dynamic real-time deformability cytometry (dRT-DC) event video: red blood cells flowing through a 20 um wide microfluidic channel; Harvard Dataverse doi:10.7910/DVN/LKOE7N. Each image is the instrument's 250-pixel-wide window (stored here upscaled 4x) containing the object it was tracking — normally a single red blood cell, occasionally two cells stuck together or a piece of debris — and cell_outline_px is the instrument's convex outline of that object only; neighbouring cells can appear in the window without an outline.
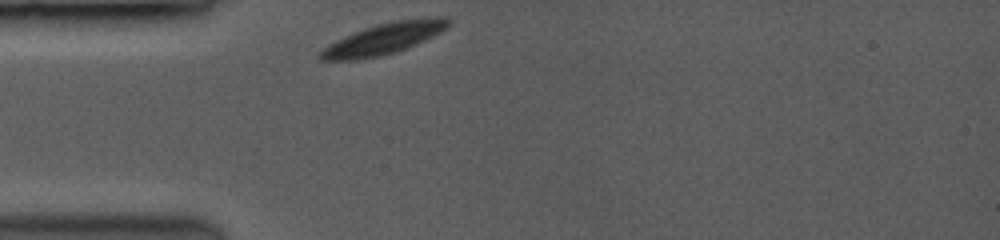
{"species": "common noctule bat (a hibernating species)", "species_latin": "Nyctalus noctula", "temperature_condition": "room temperature", "stored_images_in_passage": 18, "camera_frame_rate_fps": 3500, "um_per_image_px": 0.085, "animal": {"sex": "female", "body_mass_g": 19.0, "forearm_length_mm": 53.3}, "frame": {"image": 1, "passage_image": 1, "time_ms": 0.0, "image_size_px": [1000, 240], "cell_outline_px": [[452, 24], [448, 28], [416, 44], [396, 52], [376, 56], [348, 60], [320, 60], [316, 56], [328, 44], [344, 36], [364, 28], [376, 24], [392, 20], [436, 16], [448, 16], [452, 20]], "centroid_in_image_um": [32.68, 3.25], "position_along_channel_um": 52.3, "area_um2": 23.35}}
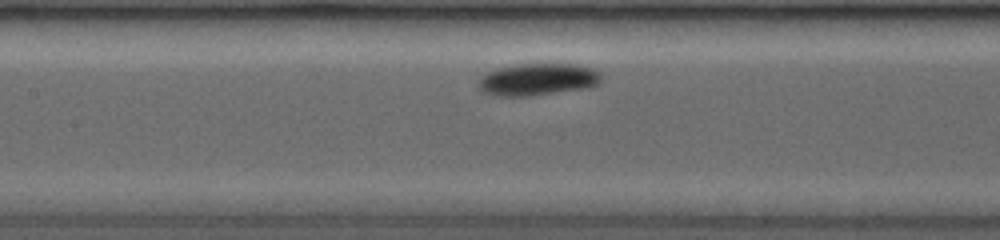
{"frame": {"image": 2, "passage_image": 15, "time_ms": 3.143, "image_size_px": [1000, 240], "cell_outline_px": [[600, 80], [596, 84], [580, 88], [524, 96], [508, 96], [488, 92], [480, 88], [480, 76], [484, 72], [496, 68], [520, 64], [576, 64], [592, 68], [600, 72]], "centroid_in_image_um": [45.68, 6.71], "position_along_channel_um": 161.7, "area_um2": 22.2}}
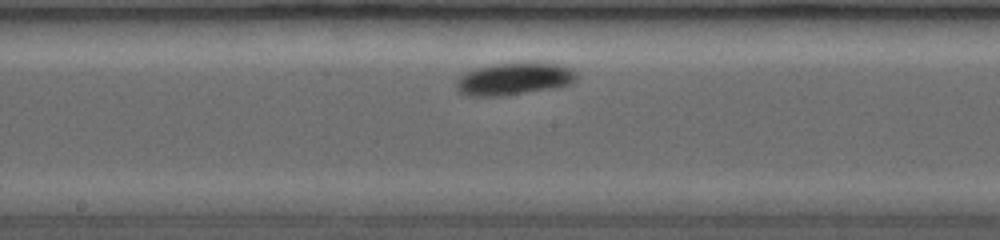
{"frame": {"image": 3, "passage_image": 17, "time_ms": 4.286, "image_size_px": [1000, 240], "cell_outline_px": [[580, 76], [576, 80], [568, 84], [552, 88], [492, 96], [472, 96], [460, 92], [456, 88], [456, 80], [464, 72], [476, 68], [496, 64], [528, 60], [560, 64], [572, 68], [580, 72]], "centroid_in_image_um": [43.76, 6.64], "position_along_channel_um": 204.4, "area_um2": 23.0}}